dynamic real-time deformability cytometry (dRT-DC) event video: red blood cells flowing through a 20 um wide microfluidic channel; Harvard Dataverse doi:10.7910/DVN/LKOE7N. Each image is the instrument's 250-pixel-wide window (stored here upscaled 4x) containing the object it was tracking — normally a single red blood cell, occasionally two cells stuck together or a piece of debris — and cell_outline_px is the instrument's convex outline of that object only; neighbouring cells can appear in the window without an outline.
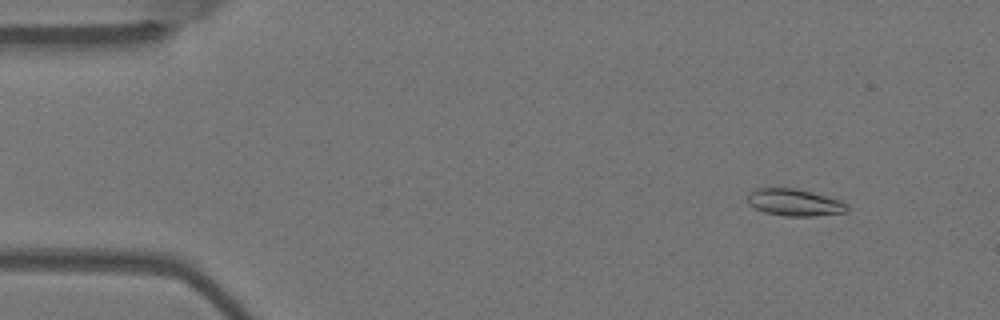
{"species": "Egyptian fruit bat (a non-hibernating species)", "species_latin": "Rousettus aegyptiacus", "temperature_condition": "warm", "stored_images_in_passage": 3, "camera_frame_rate_fps": 3000, "um_per_image_px": 0.085, "animal": {"sex": "female"}, "frame": {"image": 1, "passage_image": 2, "time_ms": 0.333, "image_size_px": [1000, 320], "cell_outline_px": [[848, 212], [812, 216], [784, 216], [764, 212], [748, 204], [744, 200], [748, 192], [756, 188], [796, 188], [828, 196], [840, 200], [848, 204]], "centroid_in_image_um": [67.5, 17.2], "position_along_channel_um": 17.5, "area_um2": 15.95}}